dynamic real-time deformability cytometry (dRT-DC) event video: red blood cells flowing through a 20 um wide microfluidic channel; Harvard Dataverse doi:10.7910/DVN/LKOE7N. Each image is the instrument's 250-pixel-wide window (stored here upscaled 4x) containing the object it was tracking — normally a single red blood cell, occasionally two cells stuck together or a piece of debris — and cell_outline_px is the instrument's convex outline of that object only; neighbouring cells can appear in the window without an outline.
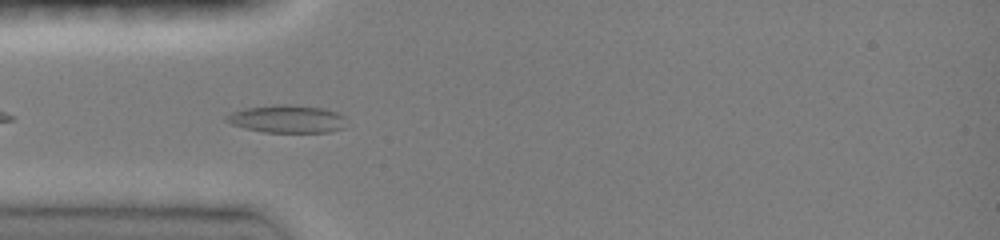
{"species": "common noctule bat (a hibernating species)", "species_latin": "Nyctalus noctula", "temperature_condition": "room temperature", "stored_images_in_passage": 39, "camera_frame_rate_fps": 3000, "um_per_image_px": 0.085, "animal": {"sex": "female", "body_mass_g": 19.0, "forearm_length_mm": 51.5}, "frame": {"image": 1, "passage_image": 4, "time_ms": 1.0, "image_size_px": [1000, 240], "cell_outline_px": [[344, 128], [328, 132], [264, 132], [244, 128], [232, 124], [224, 120], [224, 116], [232, 112], [244, 108], [272, 104], [288, 104], [324, 108], [340, 112], [344, 116]], "centroid_in_image_um": [24.39, 10.1], "position_along_channel_um": 60.6, "area_um2": 19.65}}
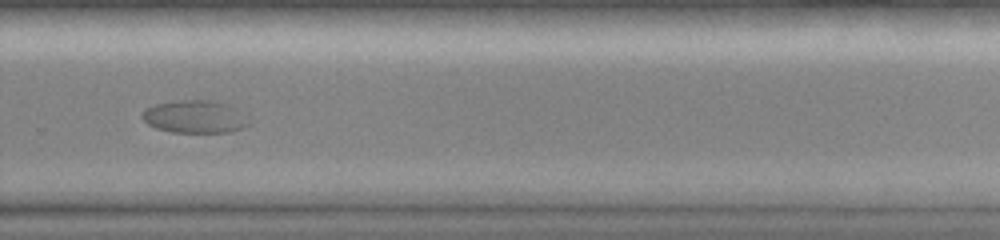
{"frame": {"image": 2, "passage_image": 24, "time_ms": 7.667, "image_size_px": [1000, 240], "cell_outline_px": [[252, 124], [244, 128], [232, 132], [172, 132], [156, 128], [148, 124], [140, 116], [144, 108], [156, 104], [176, 100], [212, 100], [228, 104], [236, 108], [252, 120]], "centroid_in_image_um": [16.61, 9.92], "position_along_channel_um": 313.2, "area_um2": 20.75}}
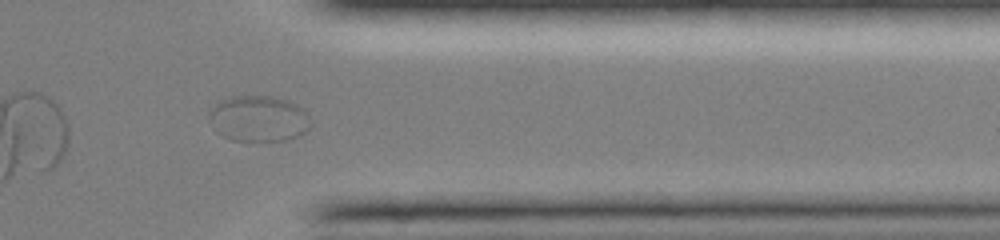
{"frame": {"image": 3, "passage_image": 30, "time_ms": 9.667, "image_size_px": [1000, 240], "cell_outline_px": [[312, 124], [300, 136], [292, 140], [232, 140], [220, 136], [212, 128], [208, 120], [208, 116], [216, 100], [228, 96], [268, 96], [288, 100], [304, 108], [312, 120]], "centroid_in_image_um": [21.96, 10.08], "position_along_channel_um": 389.4, "area_um2": 27.86}}